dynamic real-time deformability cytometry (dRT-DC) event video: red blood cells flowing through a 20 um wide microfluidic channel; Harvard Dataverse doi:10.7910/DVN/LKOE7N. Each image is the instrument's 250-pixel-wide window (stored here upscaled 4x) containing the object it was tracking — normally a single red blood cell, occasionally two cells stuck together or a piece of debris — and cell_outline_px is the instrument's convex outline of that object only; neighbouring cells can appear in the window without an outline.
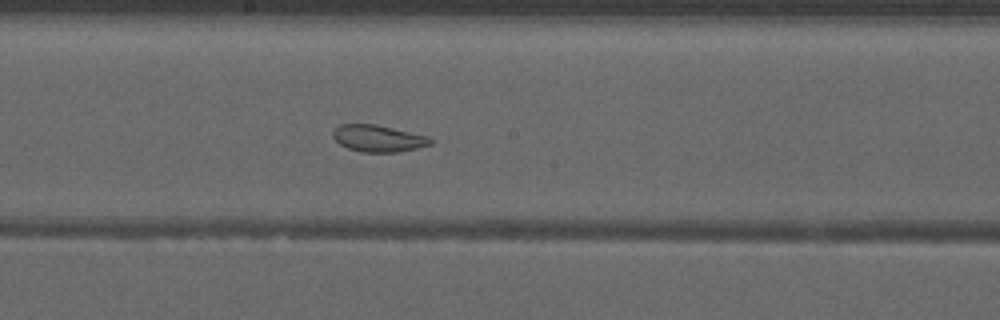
{"species": "common noctule bat (a hibernating species)", "species_latin": "Nyctalus noctula", "temperature_condition": "warm", "stored_images_in_passage": 53, "segment_of_instrument_passage": [2, 2], "camera_frame_rate_fps": 3000, "um_per_image_px": 0.085, "animal": {"sex": "male", "forearm_length_mm": 52.5}, "frame": {"image": 1, "passage_image": 30, "time_ms": 9.667, "image_size_px": [1000, 320], "cell_outline_px": [[432, 144], [416, 148], [396, 152], [360, 152], [348, 148], [340, 144], [332, 136], [332, 132], [340, 124], [376, 124], [428, 136], [432, 140]], "centroid_in_image_um": [32.13, 11.76], "position_along_channel_um": 216.1, "area_um2": 15.14}}
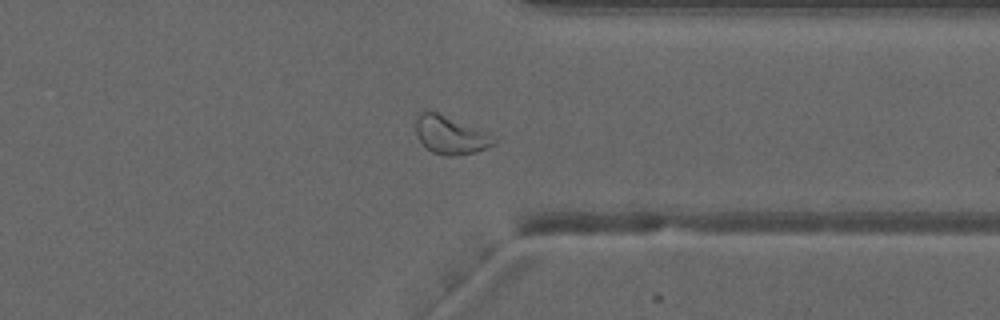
{"frame": {"image": 2, "passage_image": 42, "time_ms": 13.667, "image_size_px": [1000, 320], "cell_outline_px": [[496, 144], [472, 152], [452, 156], [444, 156], [432, 152], [416, 136], [416, 116], [424, 108], [436, 112], [496, 136]], "centroid_in_image_um": [38.25, 11.46], "position_along_channel_um": 373.1, "area_um2": 17.17}}
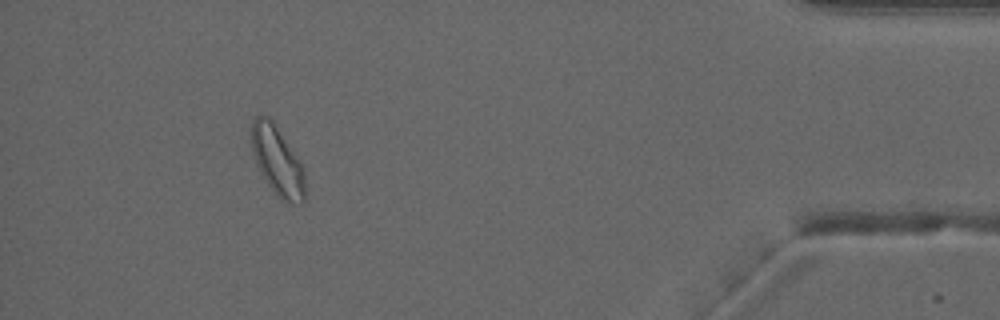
{"frame": {"image": 3, "passage_image": 49, "time_ms": 16.0, "image_size_px": [1000, 320], "cell_outline_px": [[304, 200], [300, 204], [284, 200], [276, 196], [260, 172], [256, 164], [252, 152], [252, 120], [256, 116], [268, 116], [272, 120], [300, 160], [304, 168]], "centroid_in_image_um": [23.57, 13.67], "position_along_channel_um": 411.6, "area_um2": 21.39}}